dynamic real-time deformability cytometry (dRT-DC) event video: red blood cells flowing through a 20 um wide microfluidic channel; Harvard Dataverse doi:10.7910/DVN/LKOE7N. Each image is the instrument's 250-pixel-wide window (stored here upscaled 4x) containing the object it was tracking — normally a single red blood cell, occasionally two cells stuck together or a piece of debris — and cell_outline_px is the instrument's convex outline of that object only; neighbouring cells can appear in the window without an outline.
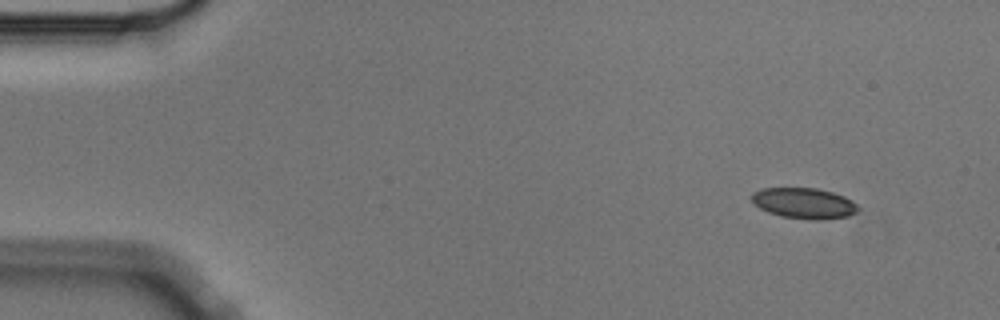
{"species": "Egyptian fruit bat (a non-hibernating species)", "species_latin": "Rousettus aegyptiacus", "temperature_condition": "cold", "stored_images_in_passage": 4, "camera_frame_rate_fps": 3000, "um_per_image_px": 0.085, "animal": {"sex": "male"}, "frame": {"image": 1, "passage_image": 1, "time_ms": 0.0, "image_size_px": [1000, 320], "cell_outline_px": [[860, 208], [856, 212], [848, 216], [820, 220], [808, 220], [780, 216], [768, 212], [760, 208], [752, 200], [752, 192], [760, 188], [816, 188], [832, 192], [844, 196], [852, 200]], "centroid_in_image_um": [68.35, 17.28], "position_along_channel_um": 16.7, "area_um2": 19.13}}
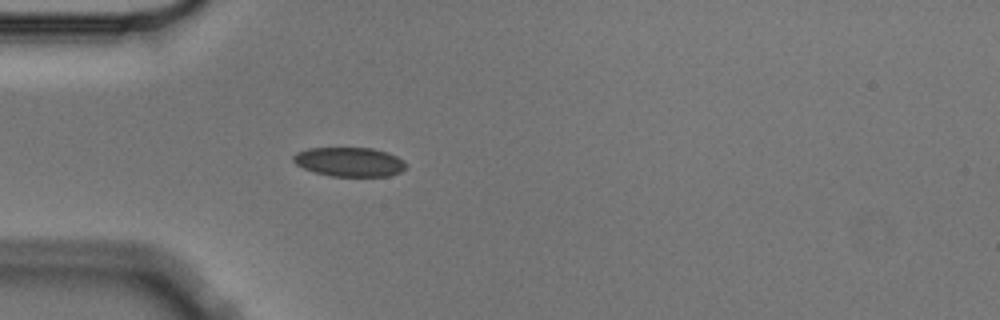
{"frame": {"image": 2, "passage_image": 4, "time_ms": 1.0, "image_size_px": [1000, 320], "cell_outline_px": [[408, 164], [400, 172], [388, 176], [332, 176], [316, 172], [304, 168], [296, 164], [292, 160], [292, 156], [296, 152], [308, 148], [372, 148], [388, 152], [404, 160]], "centroid_in_image_um": [29.71, 13.75], "position_along_channel_um": 55.3, "area_um2": 19.19}}